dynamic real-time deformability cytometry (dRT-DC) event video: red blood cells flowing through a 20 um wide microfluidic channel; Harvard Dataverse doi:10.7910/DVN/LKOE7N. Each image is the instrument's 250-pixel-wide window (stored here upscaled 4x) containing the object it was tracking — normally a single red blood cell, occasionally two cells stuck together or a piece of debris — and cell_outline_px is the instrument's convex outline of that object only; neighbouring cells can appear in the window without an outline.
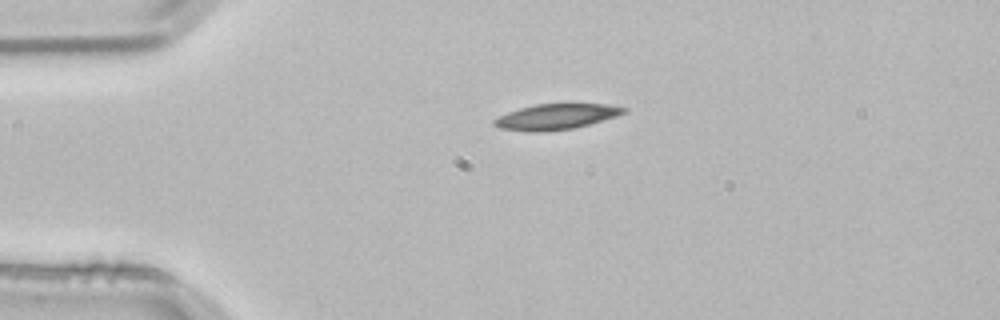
{"species": "common noctule bat (a hibernating species)", "species_latin": "Nyctalus noctula", "temperature_condition": "room temperature", "stored_images_in_passage": 2, "camera_frame_rate_fps": 3000, "um_per_image_px": 0.085, "animal": {"sex": "male", "body_mass_g": 21.5, "forearm_length_mm": 52.0}, "frame": {"image": 1, "passage_image": 1, "time_ms": 0.0, "image_size_px": [1000, 320], "cell_outline_px": [[628, 112], [616, 116], [588, 124], [572, 128], [544, 132], [528, 132], [500, 128], [492, 124], [492, 120], [508, 112], [520, 108], [536, 104], [608, 104], [628, 108]], "centroid_in_image_um": [47.26, 9.92], "position_along_channel_um": 37.7, "area_um2": 19.25}}
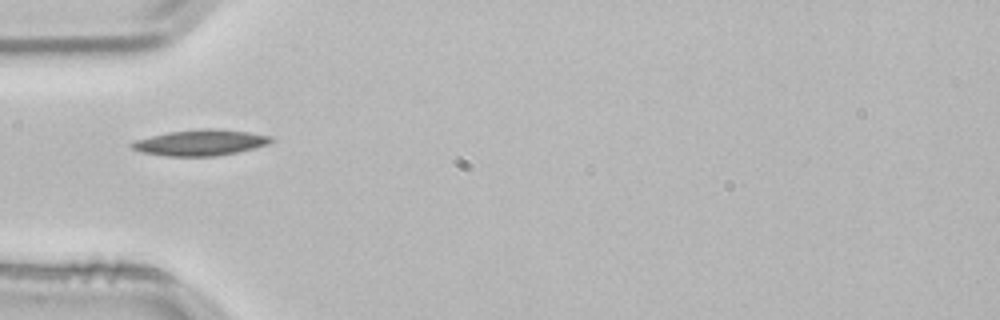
{"frame": {"image": 2, "passage_image": 2, "time_ms": 0.333, "image_size_px": [1000, 320], "cell_outline_px": [[276, 140], [268, 144], [236, 152], [216, 156], [164, 156], [144, 152], [132, 148], [128, 144], [136, 140], [168, 132], [200, 128], [216, 128], [248, 132], [272, 136]], "centroid_in_image_um": [17.06, 12.11], "position_along_channel_um": 67.9, "area_um2": 20.98}}